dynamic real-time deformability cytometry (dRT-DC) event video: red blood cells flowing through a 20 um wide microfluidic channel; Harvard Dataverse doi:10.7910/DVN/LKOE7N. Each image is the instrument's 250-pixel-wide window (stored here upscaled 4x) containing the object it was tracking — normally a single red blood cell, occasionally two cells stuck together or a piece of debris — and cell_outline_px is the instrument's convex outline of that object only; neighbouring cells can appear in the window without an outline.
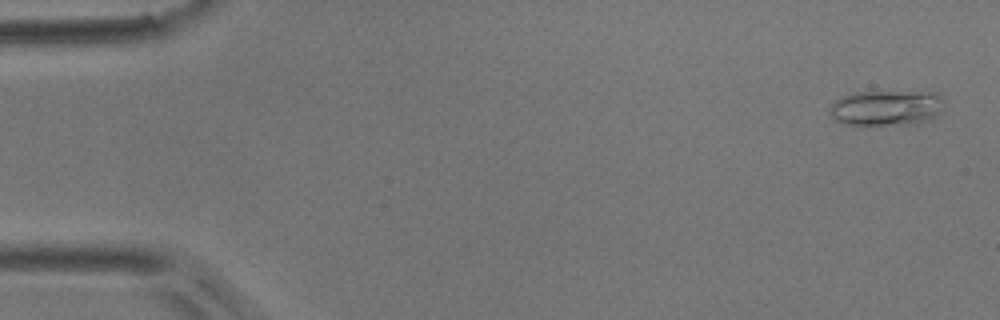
{"species": "common noctule bat (a hibernating species)", "species_latin": "Nyctalus noctula", "temperature_condition": "room temperature", "stored_images_in_passage": 53, "camera_frame_rate_fps": 3000, "um_per_image_px": 0.085, "animal": {"sex": "male", "body_mass_g": 17.9}, "frame": {"image": 1, "passage_image": 2, "time_ms": 0.333, "image_size_px": [1000, 320], "cell_outline_px": [[944, 112], [932, 120], [920, 124], [844, 124], [828, 116], [828, 108], [836, 100], [852, 92], [936, 92], [944, 100]], "centroid_in_image_um": [75.4, 9.18], "position_along_channel_um": 9.6, "area_um2": 24.1}}
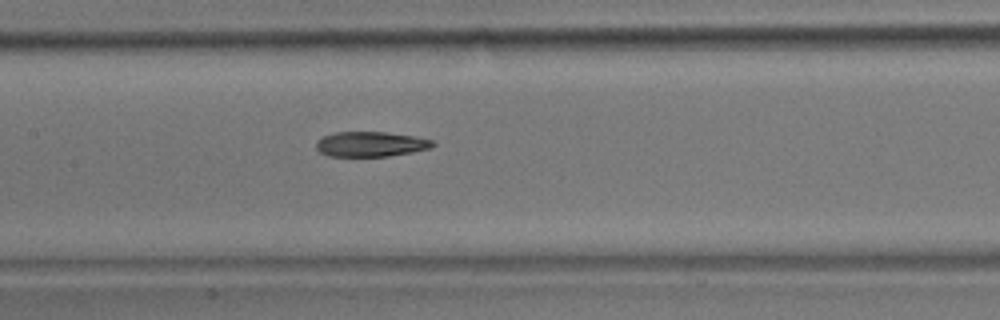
{"frame": {"image": 2, "passage_image": 25, "time_ms": 8.0, "image_size_px": [1000, 320], "cell_outline_px": [[436, 144], [432, 148], [412, 152], [388, 156], [328, 156], [320, 152], [316, 148], [316, 140], [324, 136], [336, 132], [388, 132], [412, 136], [432, 140]], "centroid_in_image_um": [31.51, 12.25], "position_along_channel_um": 175.9, "area_um2": 16.99}}
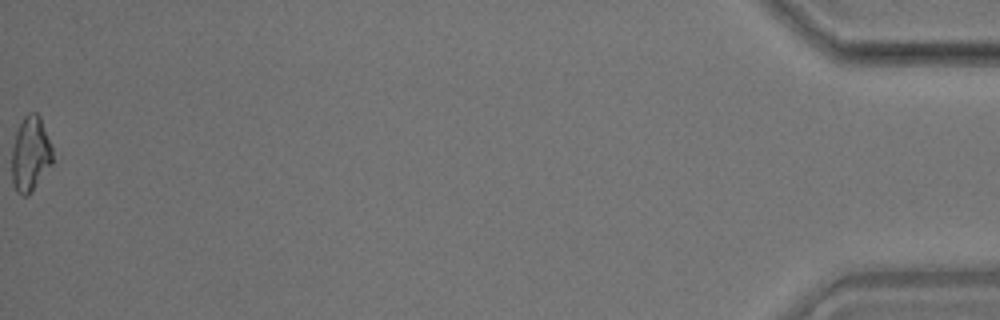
{"frame": {"image": 3, "passage_image": 53, "time_ms": 17.333, "image_size_px": [1000, 320], "cell_outline_px": [[52, 164], [28, 196], [24, 196], [16, 192], [12, 184], [12, 148], [16, 128], [24, 116], [28, 112], [36, 112], [40, 116], [52, 148]], "centroid_in_image_um": [2.56, 13.08], "position_along_channel_um": 432.6, "area_um2": 17.98}, "authors_computed_cell_mechanics": {"area_um2": 18.1492, "velocity_mm_per_s": 3.8059, "shape_relaxation_time_tau1_ms": 6.672, "shape_relaxation_time_tau2_ms": 6.714, "deformation_change_tau1": 0.1765, "deformation_change_tau2": 0.1767}}